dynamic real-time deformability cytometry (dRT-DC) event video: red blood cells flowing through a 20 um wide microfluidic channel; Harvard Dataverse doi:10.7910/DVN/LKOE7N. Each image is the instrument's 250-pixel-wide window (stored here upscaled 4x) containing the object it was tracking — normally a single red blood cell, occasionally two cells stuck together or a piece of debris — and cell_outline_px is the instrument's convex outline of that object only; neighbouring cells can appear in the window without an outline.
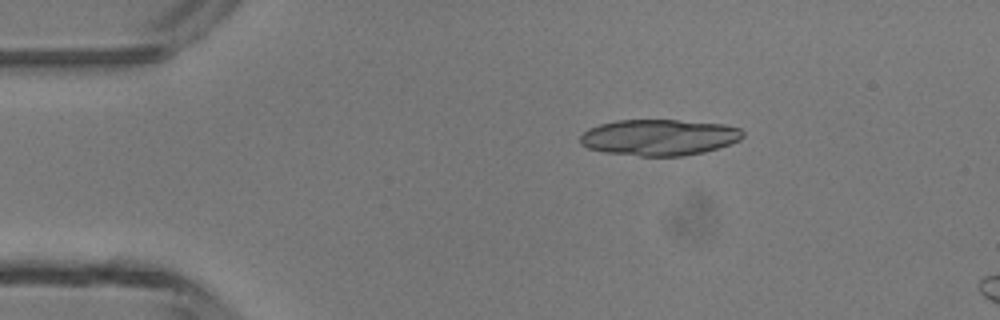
{"species": "common noctule bat (a hibernating species)", "species_latin": "Nyctalus noctula", "temperature_condition": "room temperature", "stored_images_in_passage": 3, "camera_frame_rate_fps": 3000, "um_per_image_px": 0.085, "animal": {"sex": "male", "body_mass_g": 13.3}, "frame": {"image": 1, "passage_image": 1, "time_ms": 0.0, "image_size_px": [1000, 320], "cell_outline_px": [[744, 136], [740, 140], [704, 152], [684, 156], [640, 156], [604, 152], [588, 148], [580, 144], [580, 136], [588, 128], [600, 124], [616, 120], [676, 120], [724, 124], [740, 128], [744, 132]], "centroid_in_image_um": [56.02, 11.67], "position_along_channel_um": 29.0, "area_um2": 34.33}}